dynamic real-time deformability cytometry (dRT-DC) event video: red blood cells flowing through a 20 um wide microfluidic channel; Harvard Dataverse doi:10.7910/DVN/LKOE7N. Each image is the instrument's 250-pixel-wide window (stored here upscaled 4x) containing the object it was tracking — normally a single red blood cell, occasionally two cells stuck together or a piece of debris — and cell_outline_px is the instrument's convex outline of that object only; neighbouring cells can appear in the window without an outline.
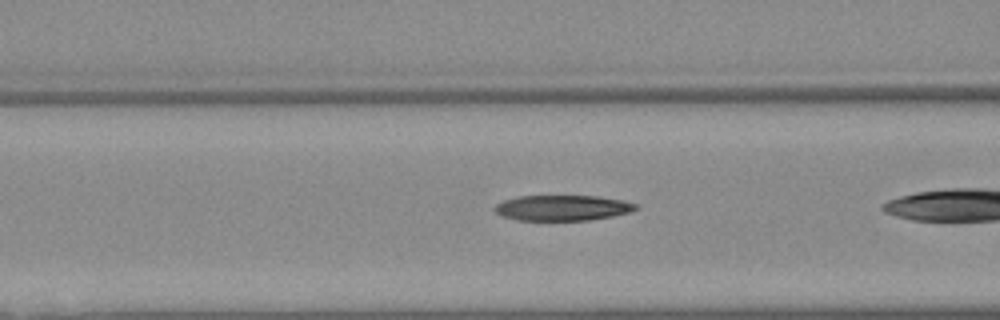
{"species": "Egyptian fruit bat (a non-hibernating species)", "species_latin": "Rousettus aegyptiacus", "temperature_condition": "warm", "stored_images_in_passage": 11, "camera_frame_rate_fps": 3000, "um_per_image_px": 0.085, "animal": {"sex": "female"}, "frame": {"image": 1, "passage_image": 5, "time_ms": 1.333, "image_size_px": [1000, 320], "cell_outline_px": [[636, 208], [628, 212], [612, 216], [592, 220], [516, 220], [504, 216], [496, 212], [492, 208], [496, 204], [504, 200], [516, 196], [596, 196], [620, 200], [636, 204]], "centroid_in_image_um": [47.74, 17.67], "position_along_channel_um": 118.9, "area_um2": 20.75}}
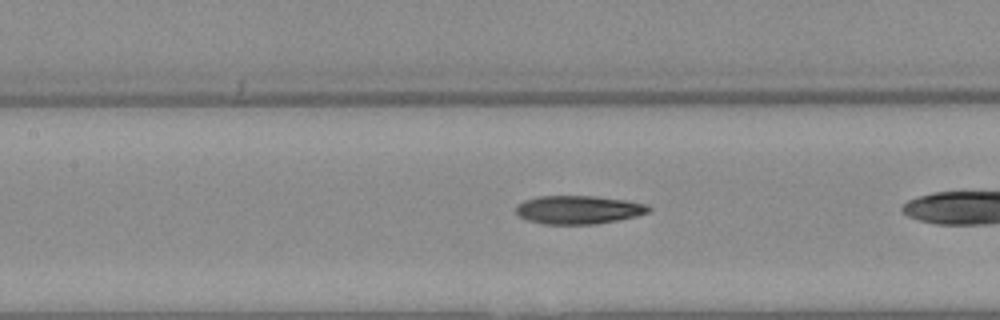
{"frame": {"image": 2, "passage_image": 8, "time_ms": 2.333, "image_size_px": [1000, 320], "cell_outline_px": [[652, 208], [648, 212], [636, 216], [596, 224], [544, 224], [528, 220], [516, 216], [516, 208], [524, 200], [536, 196], [596, 196], [628, 200], [648, 204]], "centroid_in_image_um": [49.18, 17.82], "position_along_channel_um": 158.2, "area_um2": 22.08}}
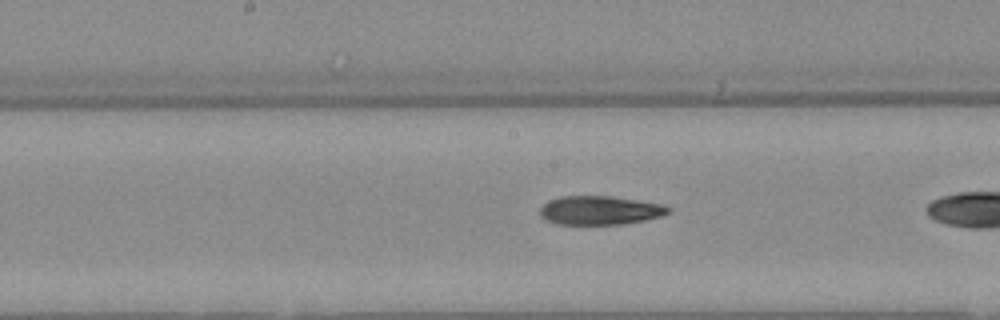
{"frame": {"image": 3, "passage_image": 11, "time_ms": 3.333, "image_size_px": [1000, 320], "cell_outline_px": [[672, 212], [664, 216], [624, 224], [556, 224], [544, 220], [540, 216], [540, 208], [548, 200], [560, 196], [612, 196], [660, 204], [672, 208]], "centroid_in_image_um": [50.99, 17.88], "position_along_channel_um": 197.2, "area_um2": 21.73}}